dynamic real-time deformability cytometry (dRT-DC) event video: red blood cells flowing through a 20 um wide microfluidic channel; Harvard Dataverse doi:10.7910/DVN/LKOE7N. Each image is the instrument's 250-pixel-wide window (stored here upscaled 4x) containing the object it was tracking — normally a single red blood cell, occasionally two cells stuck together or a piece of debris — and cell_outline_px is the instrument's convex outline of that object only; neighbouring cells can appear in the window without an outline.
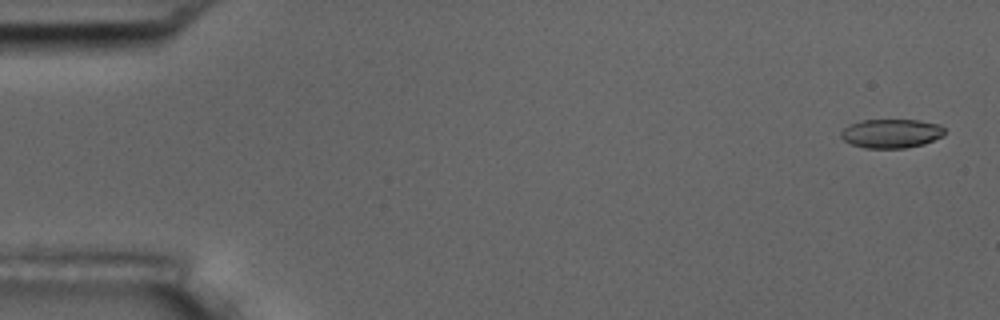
{"species": "common noctule bat (a hibernating species)", "species_latin": "Nyctalus noctula", "temperature_condition": "room temperature", "stored_images_in_passage": 5, "camera_frame_rate_fps": 3000, "um_per_image_px": 0.085, "animal": {"sex": "male", "body_mass_g": 17.5, "forearm_length_mm": 52.3}, "frame": {"image": 1, "passage_image": 1, "time_ms": 0.0, "image_size_px": [1000, 320], "cell_outline_px": [[944, 136], [924, 144], [904, 148], [864, 148], [852, 144], [844, 140], [840, 136], [840, 132], [844, 128], [860, 120], [920, 120], [940, 124], [944, 128]], "centroid_in_image_um": [75.78, 11.34], "position_along_channel_um": 9.2, "area_um2": 17.57}}
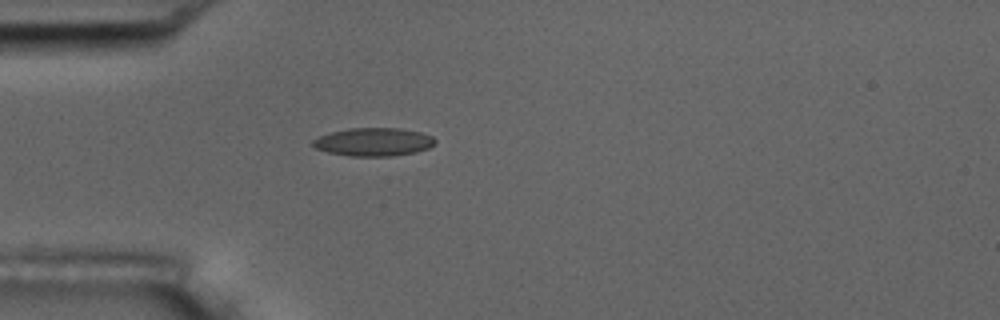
{"frame": {"image": 2, "passage_image": 5, "time_ms": 4.667, "image_size_px": [1000, 320], "cell_outline_px": [[436, 144], [428, 148], [416, 152], [392, 156], [348, 156], [328, 152], [312, 148], [312, 140], [320, 136], [332, 132], [348, 128], [396, 128], [420, 132], [432, 136], [436, 140]], "centroid_in_image_um": [31.74, 12.07], "position_along_channel_um": 53.3, "area_um2": 20.17}}